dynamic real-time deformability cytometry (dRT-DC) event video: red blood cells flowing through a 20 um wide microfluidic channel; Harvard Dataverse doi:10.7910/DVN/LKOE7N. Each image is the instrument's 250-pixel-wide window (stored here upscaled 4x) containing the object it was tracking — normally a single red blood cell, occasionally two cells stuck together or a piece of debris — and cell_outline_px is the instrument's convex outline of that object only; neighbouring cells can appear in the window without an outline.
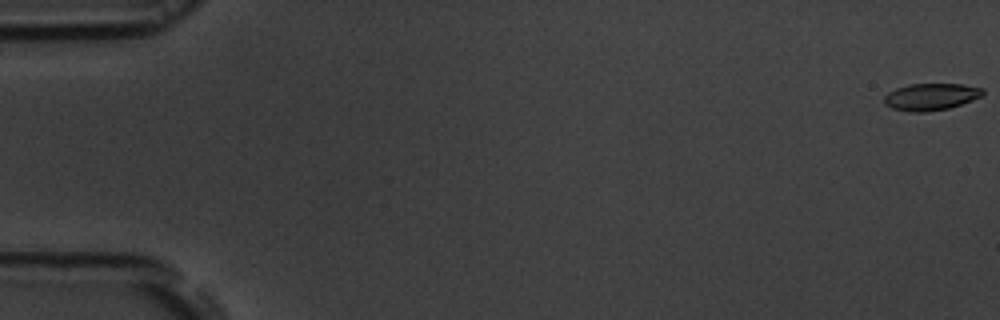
{"species": "common noctule bat (a hibernating species)", "species_latin": "Nyctalus noctula", "temperature_condition": "room temperature", "stored_images_in_passage": 55, "camera_frame_rate_fps": 3000, "um_per_image_px": 0.085, "animal": {"sex": "male", "body_mass_g": 19.5, "forearm_length_mm": 54.6}, "frame": {"image": 1, "passage_image": 1, "time_ms": 0.0, "image_size_px": [1000, 320], "cell_outline_px": [[984, 96], [948, 108], [924, 112], [912, 112], [892, 108], [884, 104], [884, 96], [888, 92], [896, 88], [908, 84], [964, 84], [984, 88]], "centroid_in_image_um": [79.14, 8.21], "position_along_channel_um": 5.9, "area_um2": 15.55}}
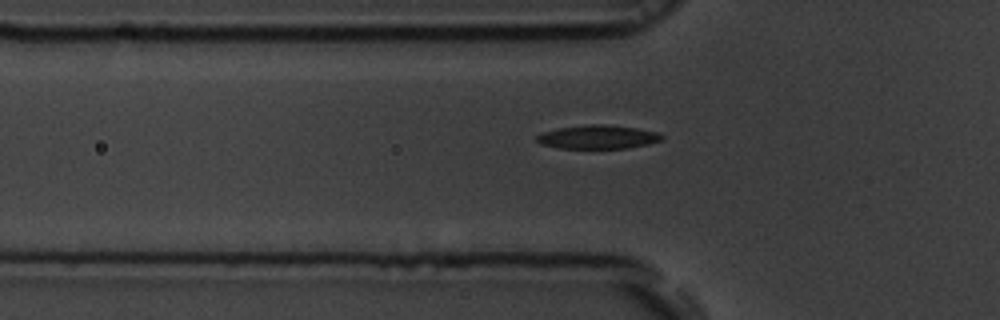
{"frame": {"image": 2, "passage_image": 19, "time_ms": 6.0, "image_size_px": [1000, 320], "cell_outline_px": [[664, 140], [648, 144], [628, 148], [560, 148], [540, 144], [536, 140], [536, 136], [544, 132], [560, 128], [588, 124], [604, 124], [636, 128], [660, 132], [664, 136]], "centroid_in_image_um": [50.88, 11.64], "position_along_channel_um": 74.9, "area_um2": 17.28}}
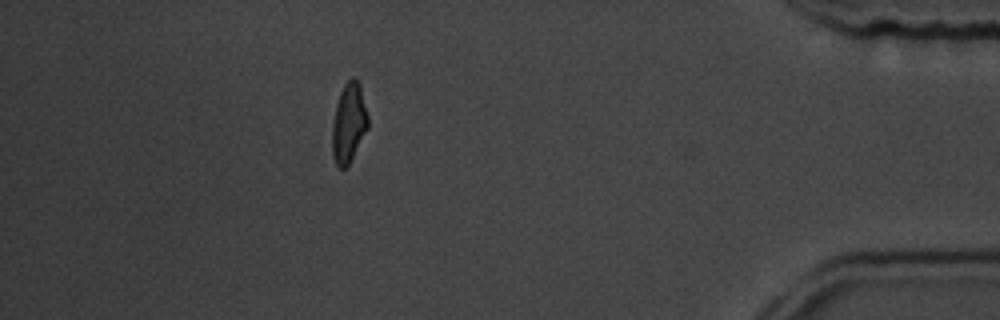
{"frame": {"image": 3, "passage_image": 49, "time_ms": 16.0, "image_size_px": [1000, 320], "cell_outline_px": [[368, 128], [348, 164], [344, 168], [336, 168], [332, 156], [332, 124], [336, 104], [340, 92], [344, 84], [352, 76], [356, 76], [360, 84], [368, 116]], "centroid_in_image_um": [29.63, 10.43], "position_along_channel_um": 405.6, "area_um2": 16.7}, "authors_computed_cell_mechanics": {"area_um2": 16.7042, "velocity_mm_per_s": 3.7773, "shape_relaxation_time_tau1_ms": 3.3854, "shape_relaxation_time_tau2_ms": 3.3375, "deformation_change_tau1": 0.1539, "deformation_change_tau2": 0.0882}}